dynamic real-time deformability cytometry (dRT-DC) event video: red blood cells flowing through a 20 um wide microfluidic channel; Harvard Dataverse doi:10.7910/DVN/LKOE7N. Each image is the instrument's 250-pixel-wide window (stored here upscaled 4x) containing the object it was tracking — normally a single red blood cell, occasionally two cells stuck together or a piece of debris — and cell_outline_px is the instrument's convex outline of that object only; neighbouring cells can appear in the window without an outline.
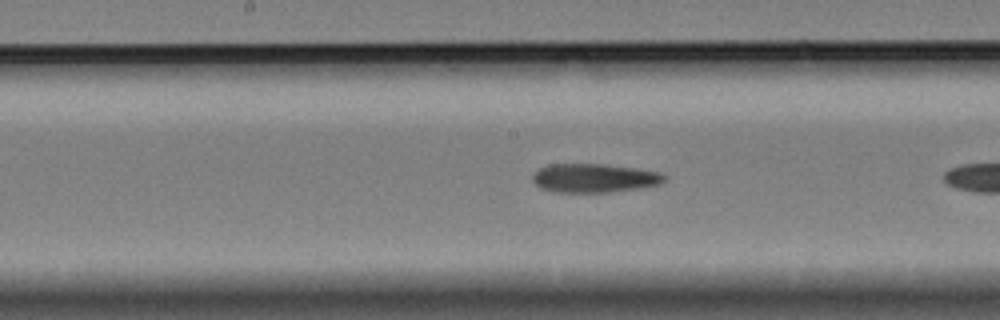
{"species": "Egyptian fruit bat (a non-hibernating species)", "species_latin": "Rousettus aegyptiacus", "temperature_condition": "cold", "stored_images_in_passage": 24, "camera_frame_rate_fps": 3000, "um_per_image_px": 0.085, "animal": {"sex": "female"}, "frame": {"image": 1, "passage_image": 14, "time_ms": 4.333, "image_size_px": [1000, 320], "cell_outline_px": [[668, 176], [660, 184], [640, 188], [612, 192], [552, 192], [540, 188], [532, 180], [532, 172], [548, 164], [600, 164], [636, 168], [660, 172]], "centroid_in_image_um": [50.49, 15.14], "position_along_channel_um": 197.7, "area_um2": 22.31}}
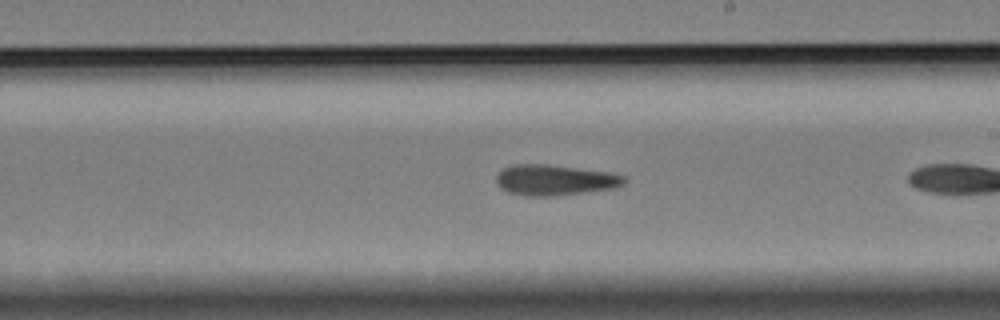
{"frame": {"image": 2, "passage_image": 18, "time_ms": 5.667, "image_size_px": [1000, 320], "cell_outline_px": [[628, 180], [624, 184], [616, 188], [556, 196], [524, 196], [508, 192], [500, 188], [496, 184], [496, 176], [504, 168], [512, 164], [548, 164], [608, 172], [624, 176]], "centroid_in_image_um": [47.15, 15.31], "position_along_channel_um": 241.8, "area_um2": 23.06}}
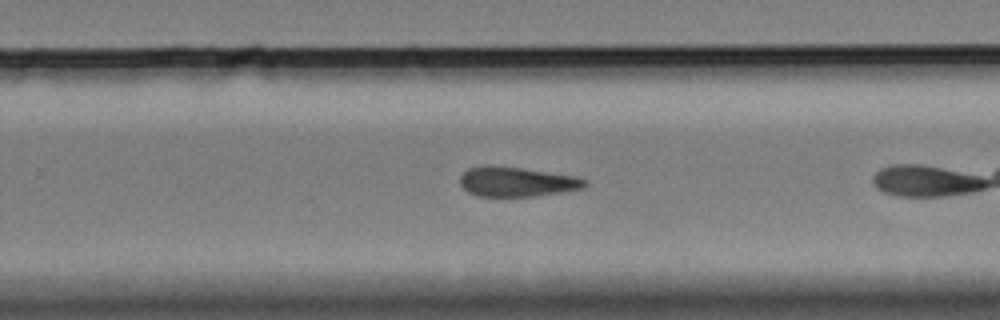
{"frame": {"image": 3, "passage_image": 22, "time_ms": 7.0, "image_size_px": [1000, 320], "cell_outline_px": [[588, 184], [580, 188], [560, 192], [532, 196], [476, 196], [468, 192], [460, 184], [460, 176], [468, 168], [484, 164], [492, 164], [576, 176], [588, 180]], "centroid_in_image_um": [43.87, 15.43], "position_along_channel_um": 285.9, "area_um2": 21.62}}